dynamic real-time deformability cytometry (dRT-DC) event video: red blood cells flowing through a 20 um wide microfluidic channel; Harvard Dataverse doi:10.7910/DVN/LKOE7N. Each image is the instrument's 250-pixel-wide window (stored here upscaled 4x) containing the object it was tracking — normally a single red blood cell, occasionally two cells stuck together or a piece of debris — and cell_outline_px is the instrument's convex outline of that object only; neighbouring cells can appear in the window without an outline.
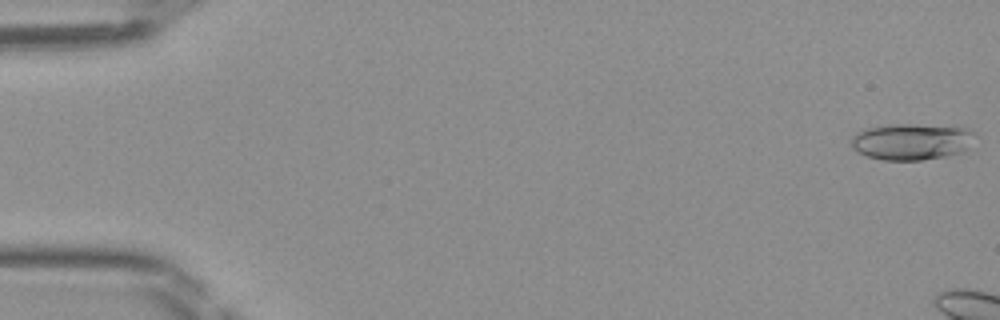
{"species": "Egyptian fruit bat (a non-hibernating species)", "species_latin": "Rousettus aegyptiacus", "temperature_condition": "room temperature", "stored_images_in_passage": 6, "camera_frame_rate_fps": 3000, "um_per_image_px": 0.085, "frame": {"image": 1, "passage_image": 1, "time_ms": 0.0, "image_size_px": [1000, 320], "cell_outline_px": [[976, 136], [964, 152], [924, 160], [880, 160], [864, 156], [852, 148], [852, 136], [856, 132], [864, 128], [888, 124], [956, 124], [972, 128], [976, 132]], "centroid_in_image_um": [77.56, 12.0], "position_along_channel_um": 7.4, "area_um2": 27.4}}